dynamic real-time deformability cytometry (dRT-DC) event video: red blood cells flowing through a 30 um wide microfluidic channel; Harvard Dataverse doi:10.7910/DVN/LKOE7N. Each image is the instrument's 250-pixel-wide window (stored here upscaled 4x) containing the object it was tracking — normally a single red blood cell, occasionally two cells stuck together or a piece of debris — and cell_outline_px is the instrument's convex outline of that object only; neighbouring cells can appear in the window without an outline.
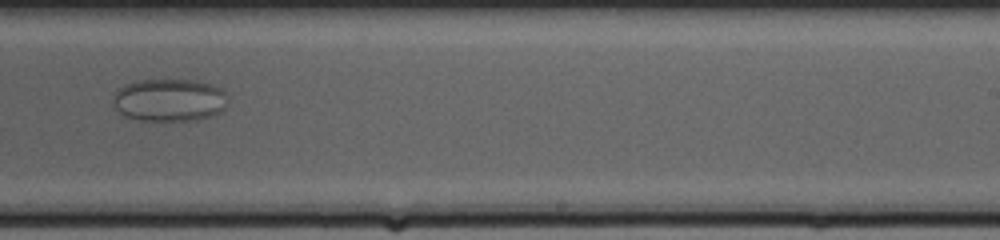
{"species": "common noctule bat (a hibernating species)", "species_latin": "Nyctalus noctula", "temperature_condition": "cold", "stored_images_in_passage": 57, "camera_frame_rate_fps": 3000, "um_per_image_px": 0.085, "animal": {"sex": "female", "body_mass_g": 20.0, "forearm_length_mm": 54.0}, "frame": {"image": 1, "passage_image": 38, "time_ms": 12.333, "image_size_px": [1000, 240], "cell_outline_px": [[228, 96], [224, 108], [220, 112], [212, 116], [196, 120], [140, 120], [124, 116], [116, 108], [112, 100], [116, 92], [124, 84], [140, 80], [196, 80], [212, 84], [220, 88]], "centroid_in_image_um": [14.41, 8.5], "position_along_channel_um": 274.6, "area_um2": 28.55}}